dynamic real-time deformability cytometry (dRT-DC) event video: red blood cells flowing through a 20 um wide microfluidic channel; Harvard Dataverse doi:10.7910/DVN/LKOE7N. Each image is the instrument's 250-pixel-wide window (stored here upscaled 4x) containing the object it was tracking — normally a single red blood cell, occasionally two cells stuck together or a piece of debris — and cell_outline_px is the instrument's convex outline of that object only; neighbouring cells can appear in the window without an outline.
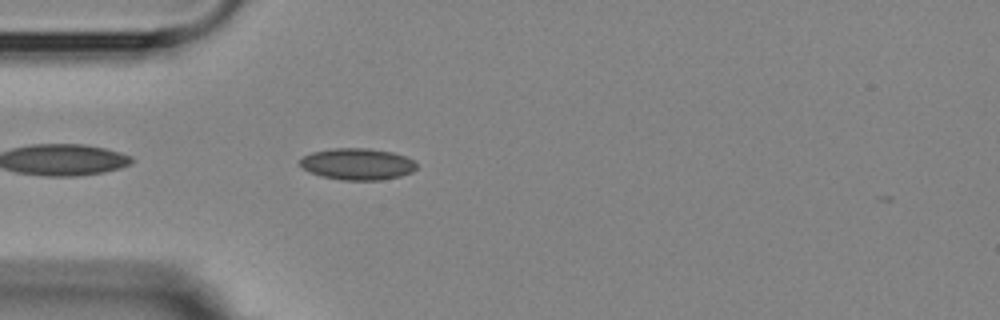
{"species": "Egyptian fruit bat (a non-hibernating species)", "species_latin": "Rousettus aegyptiacus", "temperature_condition": "room temperature", "stored_images_in_passage": 2, "camera_frame_rate_fps": 3000, "um_per_image_px": 0.085, "animal": {"sex": "female"}, "frame": {"image": 1, "passage_image": 2, "time_ms": 1.333, "image_size_px": [1000, 320], "cell_outline_px": [[416, 168], [412, 172], [400, 176], [380, 180], [344, 180], [320, 176], [304, 168], [300, 164], [300, 160], [304, 156], [312, 152], [332, 148], [368, 148], [392, 152], [404, 156], [412, 160], [416, 164]], "centroid_in_image_um": [30.38, 13.94], "position_along_channel_um": 54.6, "area_um2": 21.27}}